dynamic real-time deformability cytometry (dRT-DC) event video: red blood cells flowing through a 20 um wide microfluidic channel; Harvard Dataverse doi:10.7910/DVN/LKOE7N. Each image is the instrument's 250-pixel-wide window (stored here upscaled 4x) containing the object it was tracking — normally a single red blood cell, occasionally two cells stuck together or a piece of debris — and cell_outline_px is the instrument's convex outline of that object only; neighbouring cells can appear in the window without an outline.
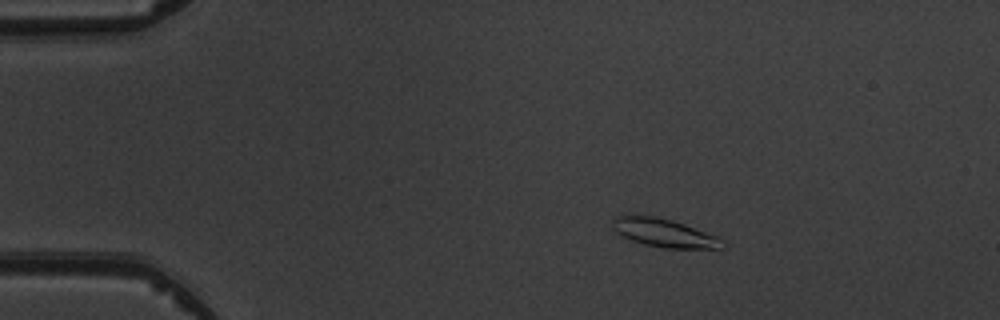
{"species": "common noctule bat (a hibernating species)", "species_latin": "Nyctalus noctula", "temperature_condition": "warm", "stored_images_in_passage": 4, "camera_frame_rate_fps": 3000, "um_per_image_px": 0.085, "animal": {"sex": "male", "body_mass_g": 19.5, "forearm_length_mm": 54.6}, "frame": {"image": 1, "passage_image": 2, "time_ms": 1.0, "image_size_px": [1000, 320], "cell_outline_px": [[724, 248], [664, 248], [644, 244], [632, 240], [616, 232], [612, 228], [612, 220], [616, 216], [632, 212], [672, 220], [684, 224], [716, 236], [724, 240]], "centroid_in_image_um": [56.38, 19.76], "position_along_channel_um": 28.6, "area_um2": 18.32}}